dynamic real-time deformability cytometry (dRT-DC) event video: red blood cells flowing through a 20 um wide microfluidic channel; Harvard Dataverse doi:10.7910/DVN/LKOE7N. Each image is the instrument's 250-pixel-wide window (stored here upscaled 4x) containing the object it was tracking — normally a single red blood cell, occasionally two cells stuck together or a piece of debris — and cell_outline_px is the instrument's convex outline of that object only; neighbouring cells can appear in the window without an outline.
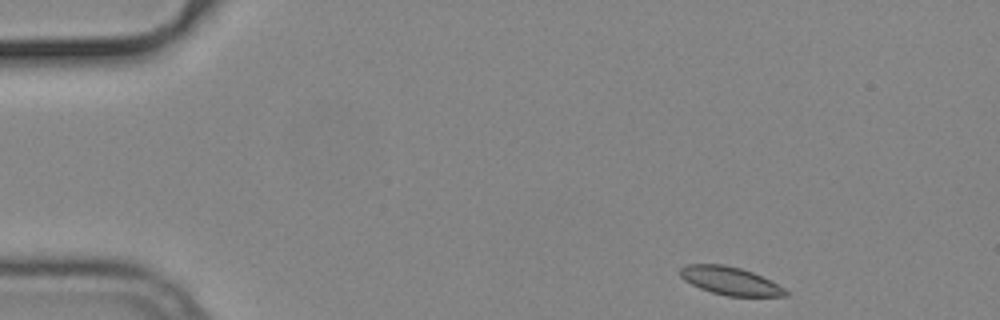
{"species": "common noctule bat (a hibernating species)", "species_latin": "Nyctalus noctula", "temperature_condition": "cold", "stored_images_in_passage": 49, "camera_frame_rate_fps": 3000, "um_per_image_px": 0.085, "animal": {"sex": "male", "body_mass_g": 19.2, "forearm_length_mm": 51.8}, "frame": {"image": 1, "passage_image": 1, "time_ms": 0.0, "image_size_px": [1000, 320], "cell_outline_px": [[788, 296], [728, 296], [712, 292], [700, 288], [684, 280], [680, 276], [680, 268], [688, 264], [724, 264], [740, 268], [752, 272], [784, 288], [788, 292]], "centroid_in_image_um": [62.04, 23.87], "position_along_channel_um": 23.0, "area_um2": 16.99}}
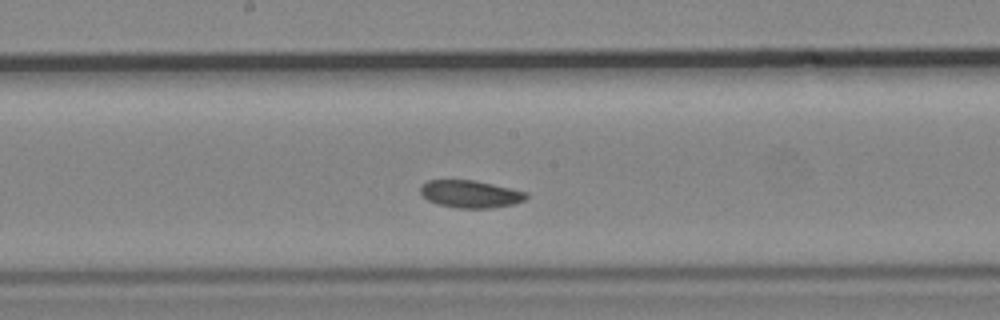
{"frame": {"image": 2, "passage_image": 23, "time_ms": 7.333, "image_size_px": [1000, 320], "cell_outline_px": [[528, 196], [524, 200], [516, 204], [492, 208], [456, 208], [440, 204], [428, 200], [420, 192], [420, 188], [428, 180], [472, 180], [492, 184], [524, 192]], "centroid_in_image_um": [39.98, 16.5], "position_along_channel_um": 208.2, "area_um2": 16.65}}
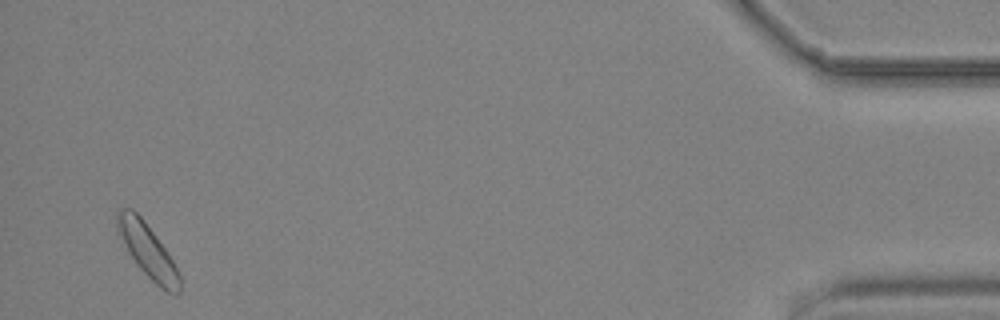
{"frame": {"image": 3, "passage_image": 47, "time_ms": 15.333, "image_size_px": [1000, 320], "cell_outline_px": [[180, 292], [176, 296], [160, 288], [140, 268], [128, 252], [116, 232], [116, 216], [120, 208], [132, 208], [140, 216], [168, 252], [180, 276]], "centroid_in_image_um": [12.53, 21.3], "position_along_channel_um": 422.7, "area_um2": 19.31}}